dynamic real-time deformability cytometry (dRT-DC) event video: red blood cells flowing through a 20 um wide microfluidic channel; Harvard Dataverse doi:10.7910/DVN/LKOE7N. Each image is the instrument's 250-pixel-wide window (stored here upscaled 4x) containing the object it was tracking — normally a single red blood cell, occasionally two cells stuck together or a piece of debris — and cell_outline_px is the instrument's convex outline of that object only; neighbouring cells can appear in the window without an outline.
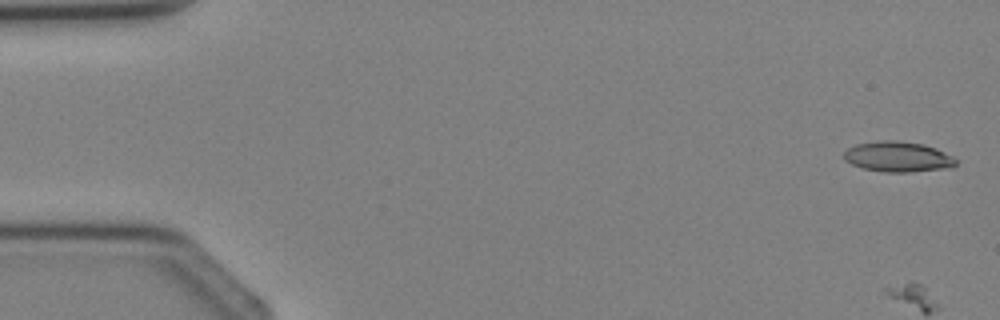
{"species": "Egyptian fruit bat (a non-hibernating species)", "species_latin": "Rousettus aegyptiacus", "temperature_condition": "cold", "stored_images_in_passage": 4, "camera_frame_rate_fps": 3000, "um_per_image_px": 0.085, "animal": {"sex": "female"}, "frame": {"image": 1, "passage_image": 1, "time_ms": 0.0, "image_size_px": [1000, 320], "cell_outline_px": [[956, 164], [952, 168], [912, 172], [884, 172], [864, 168], [852, 164], [844, 160], [844, 152], [848, 148], [856, 144], [880, 140], [896, 140], [924, 144], [936, 148], [952, 156], [956, 160]], "centroid_in_image_um": [76.34, 13.32], "position_along_channel_um": 8.7, "area_um2": 19.94}}